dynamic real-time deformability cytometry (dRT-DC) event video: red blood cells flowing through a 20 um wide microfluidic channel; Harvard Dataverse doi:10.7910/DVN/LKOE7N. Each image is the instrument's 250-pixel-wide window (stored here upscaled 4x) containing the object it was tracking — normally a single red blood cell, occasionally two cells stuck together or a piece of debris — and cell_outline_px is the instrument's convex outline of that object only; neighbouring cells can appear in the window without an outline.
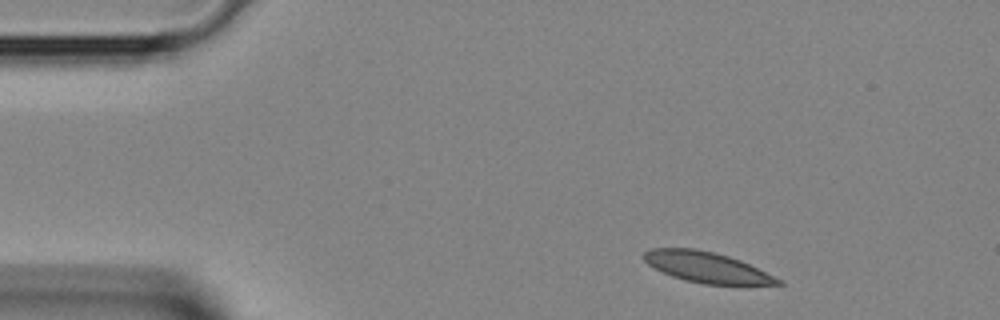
{"species": "Egyptian fruit bat (a non-hibernating species)", "species_latin": "Rousettus aegyptiacus", "temperature_condition": "room temperature", "stored_images_in_passage": 3, "camera_frame_rate_fps": 3000, "um_per_image_px": 0.085, "animal": {"sex": "female"}, "frame": {"image": 1, "passage_image": 1, "time_ms": 0.0, "image_size_px": [1000, 320], "cell_outline_px": [[784, 284], [744, 288], [704, 284], [684, 280], [672, 276], [648, 264], [640, 256], [644, 252], [652, 248], [696, 248], [728, 256], [740, 260], [784, 280]], "centroid_in_image_um": [60.21, 22.78], "position_along_channel_um": 24.8, "area_um2": 24.91}}
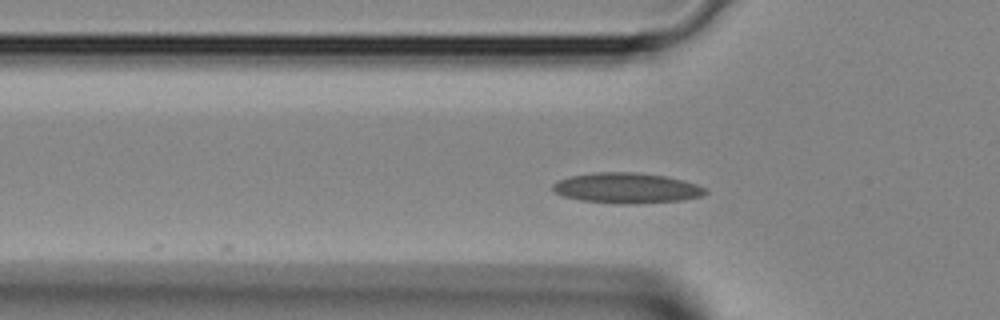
{"frame": {"image": 2, "passage_image": 3, "time_ms": 0.667, "image_size_px": [1000, 320], "cell_outline_px": [[708, 192], [704, 196], [684, 200], [636, 204], [620, 204], [580, 200], [564, 196], [552, 192], [552, 184], [560, 180], [572, 176], [596, 172], [636, 172], [668, 176], [684, 180], [696, 184], [704, 188]], "centroid_in_image_um": [53.3, 15.99], "position_along_channel_um": 72.5, "area_um2": 27.28}}